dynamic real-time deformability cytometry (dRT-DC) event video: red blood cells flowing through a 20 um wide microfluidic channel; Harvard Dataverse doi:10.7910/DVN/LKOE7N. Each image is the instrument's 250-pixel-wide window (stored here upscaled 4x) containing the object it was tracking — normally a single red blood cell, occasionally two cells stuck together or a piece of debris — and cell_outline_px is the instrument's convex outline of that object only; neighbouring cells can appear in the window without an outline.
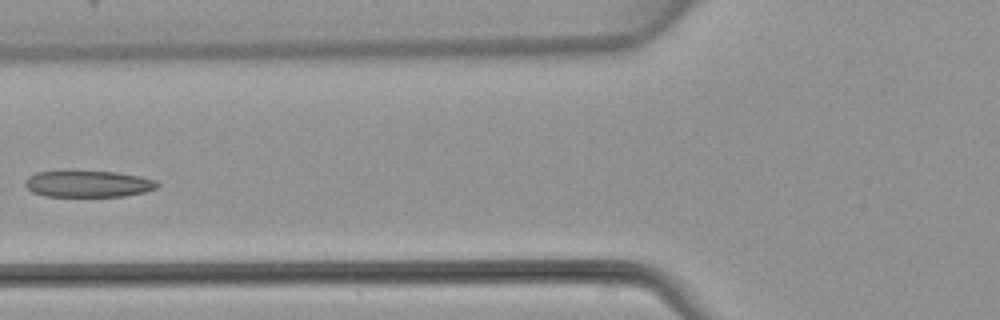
{"species": "common noctule bat (a hibernating species)", "species_latin": "Nyctalus noctula", "temperature_condition": "warm", "stored_images_in_passage": 5, "camera_frame_rate_fps": 3000, "um_per_image_px": 0.085, "animal": {"sex": "female", "body_mass_g": 22.7, "forearm_length_mm": 54.2}, "frame": {"image": 1, "passage_image": 5, "time_ms": 5.0, "image_size_px": [1000, 320], "cell_outline_px": [[160, 184], [156, 188], [144, 192], [124, 196], [44, 196], [32, 192], [24, 184], [24, 180], [28, 176], [36, 172], [60, 168], [76, 168], [116, 172], [140, 176], [156, 180]], "centroid_in_image_um": [7.41, 15.56], "position_along_channel_um": 118.4, "area_um2": 21.62}}